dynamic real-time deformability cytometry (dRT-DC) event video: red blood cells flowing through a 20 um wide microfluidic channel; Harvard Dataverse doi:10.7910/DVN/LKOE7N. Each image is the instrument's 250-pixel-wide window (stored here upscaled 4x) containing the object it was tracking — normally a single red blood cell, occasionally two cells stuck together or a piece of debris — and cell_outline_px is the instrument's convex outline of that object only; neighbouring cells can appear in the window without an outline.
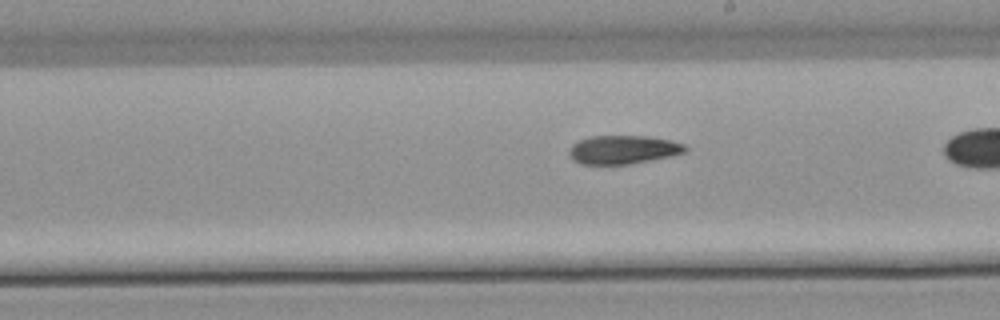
{"species": "common noctule bat (a hibernating species)", "species_latin": "Nyctalus noctula", "temperature_condition": "warm", "stored_images_in_passage": 39, "camera_frame_rate_fps": 3000, "um_per_image_px": 0.085, "animal": {"sex": "male", "body_mass_g": 21.5, "forearm_length_mm": 52.0}, "frame": {"image": 1, "passage_image": 28, "time_ms": 9.0, "image_size_px": [1000, 320], "cell_outline_px": [[688, 148], [684, 152], [668, 156], [628, 164], [580, 164], [572, 160], [568, 152], [572, 144], [580, 140], [592, 136], [644, 136], [672, 140], [684, 144]], "centroid_in_image_um": [52.93, 12.71], "position_along_channel_um": 236.1, "area_um2": 19.13}}